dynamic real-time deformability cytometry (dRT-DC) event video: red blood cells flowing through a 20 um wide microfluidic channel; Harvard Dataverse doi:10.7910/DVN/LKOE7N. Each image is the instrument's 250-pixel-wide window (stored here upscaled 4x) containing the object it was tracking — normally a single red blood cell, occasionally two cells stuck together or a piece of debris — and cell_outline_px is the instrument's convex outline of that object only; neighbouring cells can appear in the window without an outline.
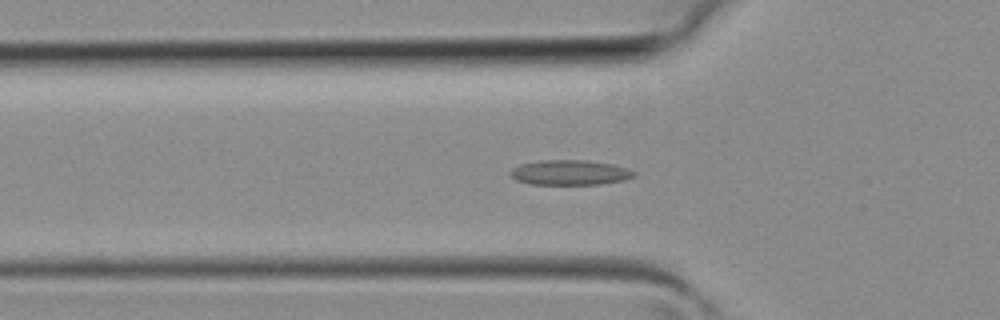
{"species": "common noctule bat (a hibernating species)", "species_latin": "Nyctalus noctula", "temperature_condition": "room temperature", "stored_images_in_passage": 39, "camera_frame_rate_fps": 3000, "um_per_image_px": 0.085, "animal": {"sex": "female", "body_mass_g": 19.3, "forearm_length_mm": 54.1}, "frame": {"image": 1, "passage_image": 12, "time_ms": 3.667, "image_size_px": [1000, 320], "cell_outline_px": [[636, 176], [624, 180], [600, 184], [528, 184], [516, 180], [508, 172], [512, 168], [520, 164], [536, 160], [588, 160], [612, 164], [628, 168], [636, 172]], "centroid_in_image_um": [48.43, 14.66], "position_along_channel_um": 77.4, "area_um2": 18.21}}
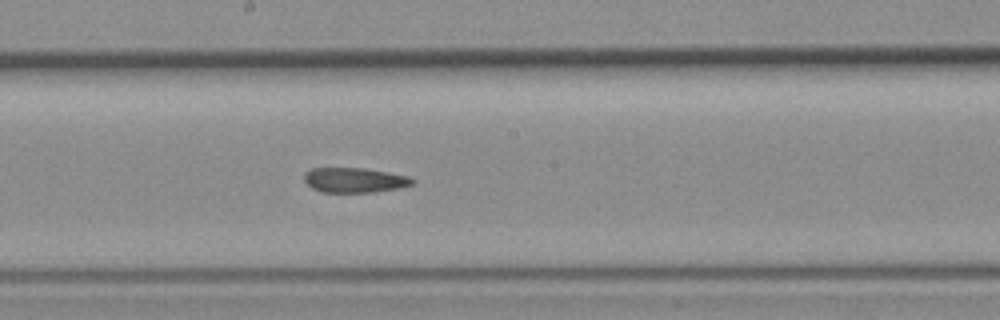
{"frame": {"image": 2, "passage_image": 20, "time_ms": 6.333, "image_size_px": [1000, 320], "cell_outline_px": [[416, 184], [400, 188], [372, 192], [324, 192], [312, 188], [304, 180], [304, 172], [312, 168], [364, 168], [388, 172], [408, 176], [416, 180]], "centroid_in_image_um": [30.17, 15.3], "position_along_channel_um": 218.0, "area_um2": 15.78}}
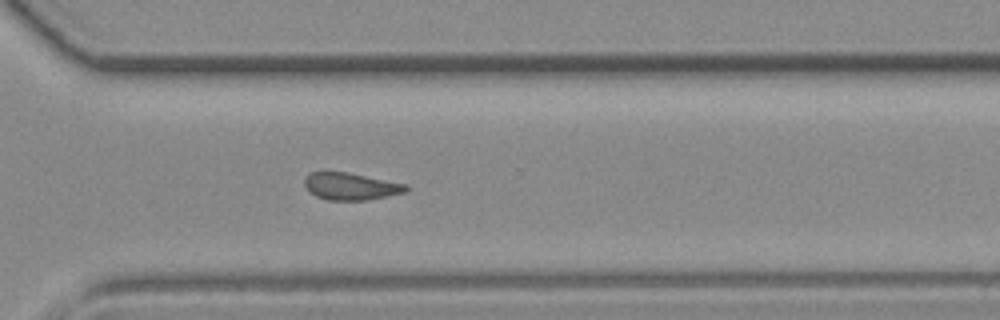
{"frame": {"image": 3, "passage_image": 27, "time_ms": 8.667, "image_size_px": [1000, 320], "cell_outline_px": [[408, 188], [404, 192], [368, 200], [328, 200], [316, 196], [304, 184], [304, 180], [312, 172], [348, 172], [408, 184]], "centroid_in_image_um": [29.85, 15.84], "position_along_channel_um": 340.8, "area_um2": 15.84}}